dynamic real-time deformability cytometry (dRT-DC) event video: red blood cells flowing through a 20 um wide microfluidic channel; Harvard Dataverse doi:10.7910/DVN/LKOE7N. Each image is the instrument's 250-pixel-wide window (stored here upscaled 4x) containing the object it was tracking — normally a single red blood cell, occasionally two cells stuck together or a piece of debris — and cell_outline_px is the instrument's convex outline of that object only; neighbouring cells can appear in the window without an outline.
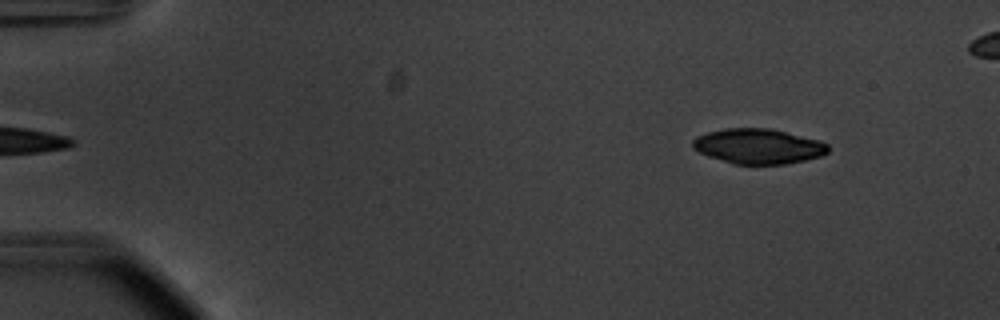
{"species": "common noctule bat (a hibernating species)", "species_latin": "Nyctalus noctula", "temperature_condition": "warm", "stored_images_in_passage": 53, "camera_frame_rate_fps": 3000, "um_per_image_px": 0.085, "animal": {"sex": "male", "body_mass_g": 20.1, "forearm_length_mm": 53.5}, "frame": {"image": 1, "passage_image": 6, "time_ms": 1.667, "image_size_px": [1000, 320], "cell_outline_px": [[828, 152], [820, 156], [804, 160], [784, 164], [732, 164], [708, 156], [692, 148], [692, 140], [696, 136], [708, 132], [724, 128], [772, 128], [820, 140], [828, 144]], "centroid_in_image_um": [64.44, 12.42], "position_along_channel_um": 20.6, "area_um2": 27.8}}